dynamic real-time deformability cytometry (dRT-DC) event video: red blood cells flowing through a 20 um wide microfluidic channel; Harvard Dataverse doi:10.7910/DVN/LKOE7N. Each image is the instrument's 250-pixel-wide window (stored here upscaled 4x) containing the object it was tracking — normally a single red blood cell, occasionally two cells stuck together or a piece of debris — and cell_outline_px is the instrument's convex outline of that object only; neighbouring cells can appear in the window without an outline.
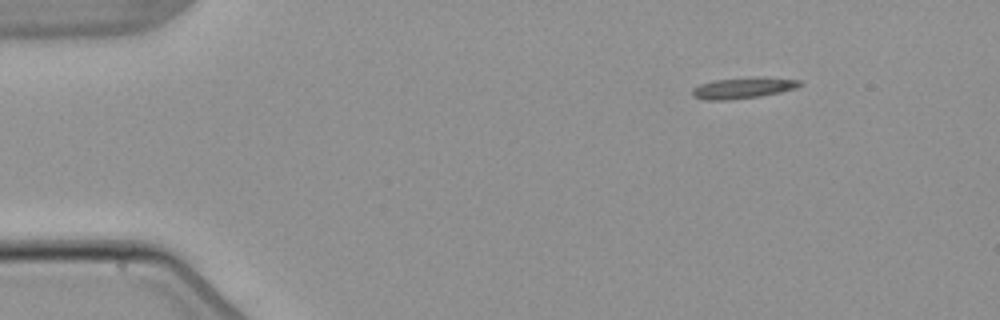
{"species": "common noctule bat (a hibernating species)", "species_latin": "Nyctalus noctula", "temperature_condition": "warm", "stored_images_in_passage": 4, "camera_frame_rate_fps": 3000, "um_per_image_px": 0.085, "animal": {"sex": "male", "body_mass_g": 21.5, "forearm_length_mm": 52.0}, "frame": {"image": 1, "passage_image": 1, "time_ms": 0.0, "image_size_px": [1000, 320], "cell_outline_px": [[804, 84], [796, 88], [780, 92], [760, 96], [728, 100], [704, 100], [692, 96], [692, 88], [700, 84], [712, 80], [752, 76], [760, 76], [800, 80]], "centroid_in_image_um": [63.16, 7.45], "position_along_channel_um": 21.8, "area_um2": 13.53}}
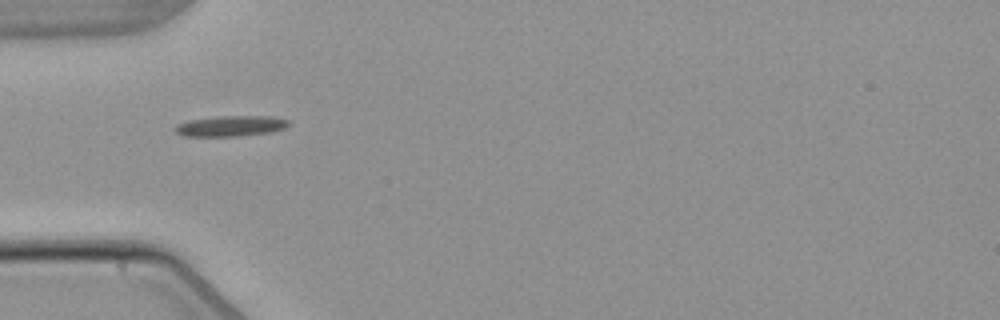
{"frame": {"image": 2, "passage_image": 3, "time_ms": 3.333, "image_size_px": [1000, 320], "cell_outline_px": [[292, 124], [284, 128], [272, 132], [240, 136], [184, 136], [176, 132], [176, 124], [188, 120], [220, 116], [272, 116], [288, 120]], "centroid_in_image_um": [19.65, 10.71], "position_along_channel_um": 65.3, "area_um2": 13.7}}